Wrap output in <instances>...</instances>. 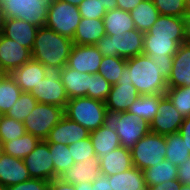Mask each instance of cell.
<instances>
[{"label": "cell", "mask_w": 190, "mask_h": 190, "mask_svg": "<svg viewBox=\"0 0 190 190\" xmlns=\"http://www.w3.org/2000/svg\"><path fill=\"white\" fill-rule=\"evenodd\" d=\"M120 79L132 82L140 95L165 94L168 89L159 66L144 54L126 59Z\"/></svg>", "instance_id": "6da1fadb"}, {"label": "cell", "mask_w": 190, "mask_h": 190, "mask_svg": "<svg viewBox=\"0 0 190 190\" xmlns=\"http://www.w3.org/2000/svg\"><path fill=\"white\" fill-rule=\"evenodd\" d=\"M73 40L62 36L52 29L40 27L31 50L32 59L44 66L65 67L70 55Z\"/></svg>", "instance_id": "7a4b0ae2"}, {"label": "cell", "mask_w": 190, "mask_h": 190, "mask_svg": "<svg viewBox=\"0 0 190 190\" xmlns=\"http://www.w3.org/2000/svg\"><path fill=\"white\" fill-rule=\"evenodd\" d=\"M103 125L117 132L122 147L131 149L142 137L150 132V123L140 116L128 112L107 109Z\"/></svg>", "instance_id": "3957f363"}, {"label": "cell", "mask_w": 190, "mask_h": 190, "mask_svg": "<svg viewBox=\"0 0 190 190\" xmlns=\"http://www.w3.org/2000/svg\"><path fill=\"white\" fill-rule=\"evenodd\" d=\"M106 111L105 102L89 97H76L68 100L64 115L92 132L103 125Z\"/></svg>", "instance_id": "277c9868"}, {"label": "cell", "mask_w": 190, "mask_h": 190, "mask_svg": "<svg viewBox=\"0 0 190 190\" xmlns=\"http://www.w3.org/2000/svg\"><path fill=\"white\" fill-rule=\"evenodd\" d=\"M144 32L137 29L119 35H104L95 46L102 56L131 58L143 54Z\"/></svg>", "instance_id": "5b68a950"}, {"label": "cell", "mask_w": 190, "mask_h": 190, "mask_svg": "<svg viewBox=\"0 0 190 190\" xmlns=\"http://www.w3.org/2000/svg\"><path fill=\"white\" fill-rule=\"evenodd\" d=\"M50 0H0L3 18H17L44 27Z\"/></svg>", "instance_id": "8992f818"}, {"label": "cell", "mask_w": 190, "mask_h": 190, "mask_svg": "<svg viewBox=\"0 0 190 190\" xmlns=\"http://www.w3.org/2000/svg\"><path fill=\"white\" fill-rule=\"evenodd\" d=\"M81 20L77 6L59 0H50L45 27L73 40Z\"/></svg>", "instance_id": "52a82bcc"}, {"label": "cell", "mask_w": 190, "mask_h": 190, "mask_svg": "<svg viewBox=\"0 0 190 190\" xmlns=\"http://www.w3.org/2000/svg\"><path fill=\"white\" fill-rule=\"evenodd\" d=\"M166 148L164 135L148 132L130 149L133 165L143 171L159 164L165 159Z\"/></svg>", "instance_id": "ba28073f"}, {"label": "cell", "mask_w": 190, "mask_h": 190, "mask_svg": "<svg viewBox=\"0 0 190 190\" xmlns=\"http://www.w3.org/2000/svg\"><path fill=\"white\" fill-rule=\"evenodd\" d=\"M61 71L62 67L45 66V77L29 92L38 103L66 107L69 98L61 80Z\"/></svg>", "instance_id": "9c48e42d"}, {"label": "cell", "mask_w": 190, "mask_h": 190, "mask_svg": "<svg viewBox=\"0 0 190 190\" xmlns=\"http://www.w3.org/2000/svg\"><path fill=\"white\" fill-rule=\"evenodd\" d=\"M64 116L62 107L37 103L23 123L27 133L40 140H45L49 132Z\"/></svg>", "instance_id": "30bf717a"}, {"label": "cell", "mask_w": 190, "mask_h": 190, "mask_svg": "<svg viewBox=\"0 0 190 190\" xmlns=\"http://www.w3.org/2000/svg\"><path fill=\"white\" fill-rule=\"evenodd\" d=\"M23 161L31 178L49 182L55 179L54 163L45 140H41Z\"/></svg>", "instance_id": "8fae6325"}, {"label": "cell", "mask_w": 190, "mask_h": 190, "mask_svg": "<svg viewBox=\"0 0 190 190\" xmlns=\"http://www.w3.org/2000/svg\"><path fill=\"white\" fill-rule=\"evenodd\" d=\"M158 112L150 123L151 132L168 135L179 132L184 116L174 107L165 94H160Z\"/></svg>", "instance_id": "7c38bea8"}, {"label": "cell", "mask_w": 190, "mask_h": 190, "mask_svg": "<svg viewBox=\"0 0 190 190\" xmlns=\"http://www.w3.org/2000/svg\"><path fill=\"white\" fill-rule=\"evenodd\" d=\"M32 59L31 51L0 33V73L9 74Z\"/></svg>", "instance_id": "4fadbf2b"}, {"label": "cell", "mask_w": 190, "mask_h": 190, "mask_svg": "<svg viewBox=\"0 0 190 190\" xmlns=\"http://www.w3.org/2000/svg\"><path fill=\"white\" fill-rule=\"evenodd\" d=\"M102 59V53L95 45L74 44L66 66L81 73L95 74L98 73Z\"/></svg>", "instance_id": "5bb4252c"}, {"label": "cell", "mask_w": 190, "mask_h": 190, "mask_svg": "<svg viewBox=\"0 0 190 190\" xmlns=\"http://www.w3.org/2000/svg\"><path fill=\"white\" fill-rule=\"evenodd\" d=\"M90 137V131L64 116L49 132L45 141L47 143H61L70 145Z\"/></svg>", "instance_id": "9a60e30c"}, {"label": "cell", "mask_w": 190, "mask_h": 190, "mask_svg": "<svg viewBox=\"0 0 190 190\" xmlns=\"http://www.w3.org/2000/svg\"><path fill=\"white\" fill-rule=\"evenodd\" d=\"M31 177L23 159H18L4 152L0 156V187L16 185L30 180Z\"/></svg>", "instance_id": "2e32d148"}, {"label": "cell", "mask_w": 190, "mask_h": 190, "mask_svg": "<svg viewBox=\"0 0 190 190\" xmlns=\"http://www.w3.org/2000/svg\"><path fill=\"white\" fill-rule=\"evenodd\" d=\"M100 174L99 158L94 156L87 161L75 163L71 168L59 175L58 179L62 182L78 185L95 181Z\"/></svg>", "instance_id": "e0dca14e"}, {"label": "cell", "mask_w": 190, "mask_h": 190, "mask_svg": "<svg viewBox=\"0 0 190 190\" xmlns=\"http://www.w3.org/2000/svg\"><path fill=\"white\" fill-rule=\"evenodd\" d=\"M39 27L17 18H3L2 34L30 51Z\"/></svg>", "instance_id": "ac0fdd59"}, {"label": "cell", "mask_w": 190, "mask_h": 190, "mask_svg": "<svg viewBox=\"0 0 190 190\" xmlns=\"http://www.w3.org/2000/svg\"><path fill=\"white\" fill-rule=\"evenodd\" d=\"M168 87H184L190 85V43L179 45L173 56L172 70L167 79Z\"/></svg>", "instance_id": "d6986e66"}, {"label": "cell", "mask_w": 190, "mask_h": 190, "mask_svg": "<svg viewBox=\"0 0 190 190\" xmlns=\"http://www.w3.org/2000/svg\"><path fill=\"white\" fill-rule=\"evenodd\" d=\"M140 96L132 82L119 79L112 85L105 100L106 108L117 112H127L130 105Z\"/></svg>", "instance_id": "ffe728a7"}, {"label": "cell", "mask_w": 190, "mask_h": 190, "mask_svg": "<svg viewBox=\"0 0 190 190\" xmlns=\"http://www.w3.org/2000/svg\"><path fill=\"white\" fill-rule=\"evenodd\" d=\"M144 35L172 38L179 45L187 42L183 18L176 16L160 15L151 29L145 32Z\"/></svg>", "instance_id": "44dd1931"}, {"label": "cell", "mask_w": 190, "mask_h": 190, "mask_svg": "<svg viewBox=\"0 0 190 190\" xmlns=\"http://www.w3.org/2000/svg\"><path fill=\"white\" fill-rule=\"evenodd\" d=\"M44 74L45 66L33 59L9 73L22 92H30L33 87H37Z\"/></svg>", "instance_id": "7402d4cb"}, {"label": "cell", "mask_w": 190, "mask_h": 190, "mask_svg": "<svg viewBox=\"0 0 190 190\" xmlns=\"http://www.w3.org/2000/svg\"><path fill=\"white\" fill-rule=\"evenodd\" d=\"M99 163L100 172L105 176L122 173L134 167L131 150L122 146L100 157Z\"/></svg>", "instance_id": "603a6c76"}, {"label": "cell", "mask_w": 190, "mask_h": 190, "mask_svg": "<svg viewBox=\"0 0 190 190\" xmlns=\"http://www.w3.org/2000/svg\"><path fill=\"white\" fill-rule=\"evenodd\" d=\"M178 167L164 159L155 166L143 170V176L147 187H154L159 184L172 186L177 183Z\"/></svg>", "instance_id": "cb8c5ba5"}, {"label": "cell", "mask_w": 190, "mask_h": 190, "mask_svg": "<svg viewBox=\"0 0 190 190\" xmlns=\"http://www.w3.org/2000/svg\"><path fill=\"white\" fill-rule=\"evenodd\" d=\"M104 35L103 19L81 18L74 34L73 44L95 45Z\"/></svg>", "instance_id": "d4e9b609"}, {"label": "cell", "mask_w": 190, "mask_h": 190, "mask_svg": "<svg viewBox=\"0 0 190 190\" xmlns=\"http://www.w3.org/2000/svg\"><path fill=\"white\" fill-rule=\"evenodd\" d=\"M89 73H81L67 66L62 68L61 80L69 99L88 97Z\"/></svg>", "instance_id": "484cf974"}, {"label": "cell", "mask_w": 190, "mask_h": 190, "mask_svg": "<svg viewBox=\"0 0 190 190\" xmlns=\"http://www.w3.org/2000/svg\"><path fill=\"white\" fill-rule=\"evenodd\" d=\"M179 48V44L172 38L155 37L154 35H144L143 54L151 59H161L165 56H174Z\"/></svg>", "instance_id": "4316f807"}, {"label": "cell", "mask_w": 190, "mask_h": 190, "mask_svg": "<svg viewBox=\"0 0 190 190\" xmlns=\"http://www.w3.org/2000/svg\"><path fill=\"white\" fill-rule=\"evenodd\" d=\"M105 35H119L136 29L130 12L119 8L107 10L103 17Z\"/></svg>", "instance_id": "83f0119b"}, {"label": "cell", "mask_w": 190, "mask_h": 190, "mask_svg": "<svg viewBox=\"0 0 190 190\" xmlns=\"http://www.w3.org/2000/svg\"><path fill=\"white\" fill-rule=\"evenodd\" d=\"M112 190H146L143 171L132 167L127 171L108 176Z\"/></svg>", "instance_id": "f1b7e54d"}, {"label": "cell", "mask_w": 190, "mask_h": 190, "mask_svg": "<svg viewBox=\"0 0 190 190\" xmlns=\"http://www.w3.org/2000/svg\"><path fill=\"white\" fill-rule=\"evenodd\" d=\"M90 139L98 158L121 146L117 132L104 125L90 132Z\"/></svg>", "instance_id": "f546056e"}, {"label": "cell", "mask_w": 190, "mask_h": 190, "mask_svg": "<svg viewBox=\"0 0 190 190\" xmlns=\"http://www.w3.org/2000/svg\"><path fill=\"white\" fill-rule=\"evenodd\" d=\"M135 28L141 32H147L156 22L160 13L152 0H143L130 11Z\"/></svg>", "instance_id": "4dcf8cb0"}, {"label": "cell", "mask_w": 190, "mask_h": 190, "mask_svg": "<svg viewBox=\"0 0 190 190\" xmlns=\"http://www.w3.org/2000/svg\"><path fill=\"white\" fill-rule=\"evenodd\" d=\"M22 94L9 74L0 75V115H5Z\"/></svg>", "instance_id": "1f68e13d"}, {"label": "cell", "mask_w": 190, "mask_h": 190, "mask_svg": "<svg viewBox=\"0 0 190 190\" xmlns=\"http://www.w3.org/2000/svg\"><path fill=\"white\" fill-rule=\"evenodd\" d=\"M41 140L32 134L26 133L17 139L5 142L3 152L18 159L26 158Z\"/></svg>", "instance_id": "d6a6232c"}, {"label": "cell", "mask_w": 190, "mask_h": 190, "mask_svg": "<svg viewBox=\"0 0 190 190\" xmlns=\"http://www.w3.org/2000/svg\"><path fill=\"white\" fill-rule=\"evenodd\" d=\"M164 136L167 145L165 159L178 167L190 157L187 145L179 132Z\"/></svg>", "instance_id": "836d02e7"}, {"label": "cell", "mask_w": 190, "mask_h": 190, "mask_svg": "<svg viewBox=\"0 0 190 190\" xmlns=\"http://www.w3.org/2000/svg\"><path fill=\"white\" fill-rule=\"evenodd\" d=\"M160 94L140 95L129 107L128 113L137 114L143 120L151 123L158 112Z\"/></svg>", "instance_id": "e575fe53"}, {"label": "cell", "mask_w": 190, "mask_h": 190, "mask_svg": "<svg viewBox=\"0 0 190 190\" xmlns=\"http://www.w3.org/2000/svg\"><path fill=\"white\" fill-rule=\"evenodd\" d=\"M52 161L54 163L55 179L65 170L71 168L75 162L71 156L68 145L61 143H48Z\"/></svg>", "instance_id": "d590c367"}, {"label": "cell", "mask_w": 190, "mask_h": 190, "mask_svg": "<svg viewBox=\"0 0 190 190\" xmlns=\"http://www.w3.org/2000/svg\"><path fill=\"white\" fill-rule=\"evenodd\" d=\"M125 65L126 58L103 56L98 74H101L111 85H114L122 76Z\"/></svg>", "instance_id": "8d00e7d4"}, {"label": "cell", "mask_w": 190, "mask_h": 190, "mask_svg": "<svg viewBox=\"0 0 190 190\" xmlns=\"http://www.w3.org/2000/svg\"><path fill=\"white\" fill-rule=\"evenodd\" d=\"M37 103L38 101L31 93L22 92L19 99L5 115L23 123Z\"/></svg>", "instance_id": "74e56055"}, {"label": "cell", "mask_w": 190, "mask_h": 190, "mask_svg": "<svg viewBox=\"0 0 190 190\" xmlns=\"http://www.w3.org/2000/svg\"><path fill=\"white\" fill-rule=\"evenodd\" d=\"M165 95L184 117L190 116V85L184 87H168Z\"/></svg>", "instance_id": "f35d334b"}, {"label": "cell", "mask_w": 190, "mask_h": 190, "mask_svg": "<svg viewBox=\"0 0 190 190\" xmlns=\"http://www.w3.org/2000/svg\"><path fill=\"white\" fill-rule=\"evenodd\" d=\"M26 129L24 123L19 122L6 115H0V143L3 145L5 142L17 139L25 135Z\"/></svg>", "instance_id": "ab89813d"}, {"label": "cell", "mask_w": 190, "mask_h": 190, "mask_svg": "<svg viewBox=\"0 0 190 190\" xmlns=\"http://www.w3.org/2000/svg\"><path fill=\"white\" fill-rule=\"evenodd\" d=\"M112 85L98 73L89 75L88 97L105 102Z\"/></svg>", "instance_id": "60d3db41"}, {"label": "cell", "mask_w": 190, "mask_h": 190, "mask_svg": "<svg viewBox=\"0 0 190 190\" xmlns=\"http://www.w3.org/2000/svg\"><path fill=\"white\" fill-rule=\"evenodd\" d=\"M160 15L183 18L186 11V0H152Z\"/></svg>", "instance_id": "b9f144b4"}, {"label": "cell", "mask_w": 190, "mask_h": 190, "mask_svg": "<svg viewBox=\"0 0 190 190\" xmlns=\"http://www.w3.org/2000/svg\"><path fill=\"white\" fill-rule=\"evenodd\" d=\"M68 147L75 163L87 161L89 158L96 156L90 137L72 143Z\"/></svg>", "instance_id": "7bdbcfd3"}, {"label": "cell", "mask_w": 190, "mask_h": 190, "mask_svg": "<svg viewBox=\"0 0 190 190\" xmlns=\"http://www.w3.org/2000/svg\"><path fill=\"white\" fill-rule=\"evenodd\" d=\"M81 18L103 19L106 9L100 0H83L78 6Z\"/></svg>", "instance_id": "ee69618b"}, {"label": "cell", "mask_w": 190, "mask_h": 190, "mask_svg": "<svg viewBox=\"0 0 190 190\" xmlns=\"http://www.w3.org/2000/svg\"><path fill=\"white\" fill-rule=\"evenodd\" d=\"M49 181L42 179H34L8 186L5 190H47Z\"/></svg>", "instance_id": "f6af8a7d"}, {"label": "cell", "mask_w": 190, "mask_h": 190, "mask_svg": "<svg viewBox=\"0 0 190 190\" xmlns=\"http://www.w3.org/2000/svg\"><path fill=\"white\" fill-rule=\"evenodd\" d=\"M177 183L190 186V157H188L183 164L178 166Z\"/></svg>", "instance_id": "bcb514c9"}, {"label": "cell", "mask_w": 190, "mask_h": 190, "mask_svg": "<svg viewBox=\"0 0 190 190\" xmlns=\"http://www.w3.org/2000/svg\"><path fill=\"white\" fill-rule=\"evenodd\" d=\"M152 60L154 63H156V65L159 66L163 77L168 79L170 72L172 70L173 56H165V58L152 59Z\"/></svg>", "instance_id": "7dc6e473"}, {"label": "cell", "mask_w": 190, "mask_h": 190, "mask_svg": "<svg viewBox=\"0 0 190 190\" xmlns=\"http://www.w3.org/2000/svg\"><path fill=\"white\" fill-rule=\"evenodd\" d=\"M179 133L181 134L190 152V116L184 117V121L182 122L179 129Z\"/></svg>", "instance_id": "c3c4849f"}, {"label": "cell", "mask_w": 190, "mask_h": 190, "mask_svg": "<svg viewBox=\"0 0 190 190\" xmlns=\"http://www.w3.org/2000/svg\"><path fill=\"white\" fill-rule=\"evenodd\" d=\"M93 190H112L108 176L100 174L95 181H92Z\"/></svg>", "instance_id": "681fc988"}, {"label": "cell", "mask_w": 190, "mask_h": 190, "mask_svg": "<svg viewBox=\"0 0 190 190\" xmlns=\"http://www.w3.org/2000/svg\"><path fill=\"white\" fill-rule=\"evenodd\" d=\"M47 190H75V186L56 178L49 182Z\"/></svg>", "instance_id": "f907efd6"}, {"label": "cell", "mask_w": 190, "mask_h": 190, "mask_svg": "<svg viewBox=\"0 0 190 190\" xmlns=\"http://www.w3.org/2000/svg\"><path fill=\"white\" fill-rule=\"evenodd\" d=\"M143 0H116L117 8L130 12Z\"/></svg>", "instance_id": "816d5d0a"}, {"label": "cell", "mask_w": 190, "mask_h": 190, "mask_svg": "<svg viewBox=\"0 0 190 190\" xmlns=\"http://www.w3.org/2000/svg\"><path fill=\"white\" fill-rule=\"evenodd\" d=\"M183 22H184V32L187 39V42L190 41V10H186L185 14L183 15Z\"/></svg>", "instance_id": "f5cc1de1"}, {"label": "cell", "mask_w": 190, "mask_h": 190, "mask_svg": "<svg viewBox=\"0 0 190 190\" xmlns=\"http://www.w3.org/2000/svg\"><path fill=\"white\" fill-rule=\"evenodd\" d=\"M106 10H113L117 8L116 0H100Z\"/></svg>", "instance_id": "db71d44e"}, {"label": "cell", "mask_w": 190, "mask_h": 190, "mask_svg": "<svg viewBox=\"0 0 190 190\" xmlns=\"http://www.w3.org/2000/svg\"><path fill=\"white\" fill-rule=\"evenodd\" d=\"M75 190H93L91 182H85L84 184L74 185Z\"/></svg>", "instance_id": "11a10c76"}, {"label": "cell", "mask_w": 190, "mask_h": 190, "mask_svg": "<svg viewBox=\"0 0 190 190\" xmlns=\"http://www.w3.org/2000/svg\"><path fill=\"white\" fill-rule=\"evenodd\" d=\"M170 190H190V186L176 183L170 186Z\"/></svg>", "instance_id": "9f6ffc18"}, {"label": "cell", "mask_w": 190, "mask_h": 190, "mask_svg": "<svg viewBox=\"0 0 190 190\" xmlns=\"http://www.w3.org/2000/svg\"><path fill=\"white\" fill-rule=\"evenodd\" d=\"M147 190H170V186L159 184L154 187H147Z\"/></svg>", "instance_id": "6f0895ef"}, {"label": "cell", "mask_w": 190, "mask_h": 190, "mask_svg": "<svg viewBox=\"0 0 190 190\" xmlns=\"http://www.w3.org/2000/svg\"><path fill=\"white\" fill-rule=\"evenodd\" d=\"M59 1L70 3L78 7L83 0H59Z\"/></svg>", "instance_id": "680465c9"}, {"label": "cell", "mask_w": 190, "mask_h": 190, "mask_svg": "<svg viewBox=\"0 0 190 190\" xmlns=\"http://www.w3.org/2000/svg\"><path fill=\"white\" fill-rule=\"evenodd\" d=\"M2 26H3V16L0 10V33H2Z\"/></svg>", "instance_id": "91938a15"}, {"label": "cell", "mask_w": 190, "mask_h": 190, "mask_svg": "<svg viewBox=\"0 0 190 190\" xmlns=\"http://www.w3.org/2000/svg\"><path fill=\"white\" fill-rule=\"evenodd\" d=\"M186 10H190V0H186Z\"/></svg>", "instance_id": "94428289"}, {"label": "cell", "mask_w": 190, "mask_h": 190, "mask_svg": "<svg viewBox=\"0 0 190 190\" xmlns=\"http://www.w3.org/2000/svg\"><path fill=\"white\" fill-rule=\"evenodd\" d=\"M2 153H3V147H2V144L0 143V156Z\"/></svg>", "instance_id": "6125c7cd"}]
</instances>
